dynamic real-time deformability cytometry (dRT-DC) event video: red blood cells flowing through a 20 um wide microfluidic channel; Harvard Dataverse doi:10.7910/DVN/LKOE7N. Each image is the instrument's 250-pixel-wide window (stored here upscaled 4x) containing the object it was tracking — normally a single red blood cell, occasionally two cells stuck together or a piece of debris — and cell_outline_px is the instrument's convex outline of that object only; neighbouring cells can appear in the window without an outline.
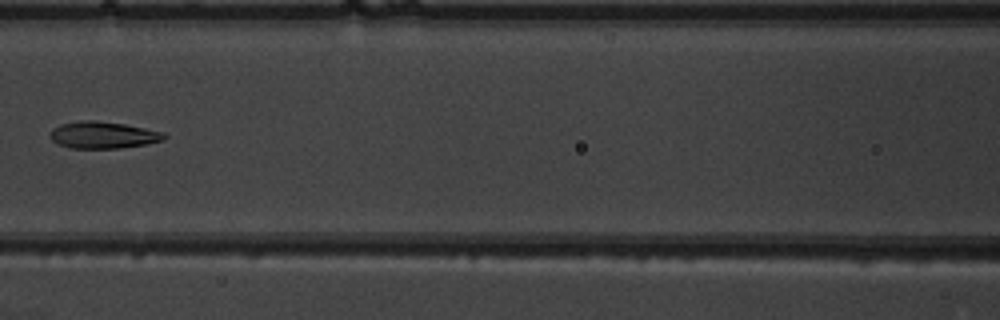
{"species": "common noctule bat (a hibernating species)", "species_latin": "Nyctalus noctula", "temperature_condition": "warm", "stored_images_in_passage": 8, "camera_frame_rate_fps": 3000, "um_per_image_px": 0.085, "animal": {"sex": "male", "body_mass_g": 19.5, "forearm_length_mm": 54.6}, "frame": {"image": 1, "passage_image": 7, "time_ms": 7.0, "image_size_px": [1000, 320], "cell_outline_px": [[168, 136], [164, 140], [148, 144], [120, 148], [72, 148], [60, 144], [52, 140], [52, 128], [60, 124], [80, 120], [96, 120], [124, 124], [164, 132]], "centroid_in_image_um": [8.81, 11.47], "position_along_channel_um": 157.8, "area_um2": 17.8}}
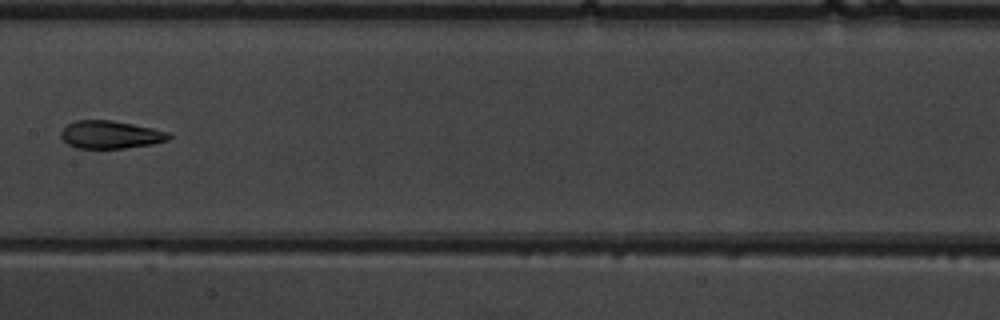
{"frame": {"image": 2, "passage_image": 8, "time_ms": 8.0, "image_size_px": [1000, 320], "cell_outline_px": [[172, 136], [168, 140], [152, 144], [124, 148], [76, 148], [68, 144], [60, 136], [60, 132], [68, 124], [76, 120], [112, 120], [152, 128], [168, 132]], "centroid_in_image_um": [9.38, 11.44], "position_along_channel_um": 198.0, "area_um2": 17.4}}